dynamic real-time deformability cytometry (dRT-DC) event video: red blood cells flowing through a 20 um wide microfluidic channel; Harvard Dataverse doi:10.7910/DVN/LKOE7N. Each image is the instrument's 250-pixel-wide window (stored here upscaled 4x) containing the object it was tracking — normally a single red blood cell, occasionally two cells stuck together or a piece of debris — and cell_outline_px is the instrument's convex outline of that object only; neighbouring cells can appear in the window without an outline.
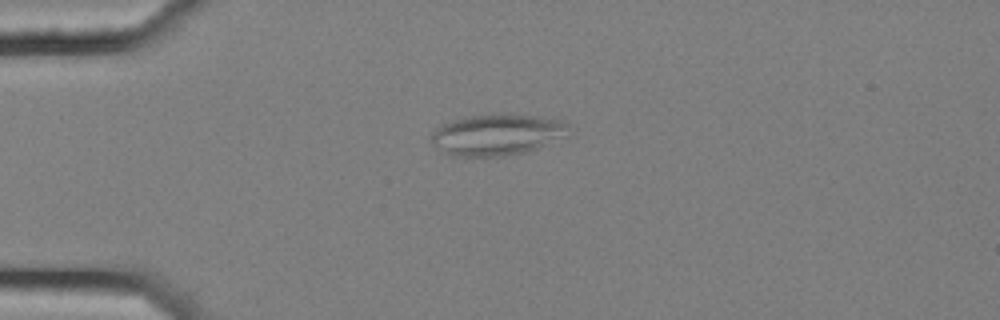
{"species": "common noctule bat (a hibernating species)", "species_latin": "Nyctalus noctula", "temperature_condition": "cold", "stored_images_in_passage": 25, "camera_frame_rate_fps": 3000, "um_per_image_px": 0.085, "animal": {"sex": "female", "body_mass_g": 25.1}, "frame": {"image": 1, "passage_image": 14, "time_ms": 4.333, "image_size_px": [1000, 320], "cell_outline_px": [[576, 128], [568, 136], [536, 148], [524, 152], [504, 156], [452, 156], [444, 152], [428, 136], [440, 124], [464, 116], [492, 112], [508, 112], [536, 116], [556, 120], [568, 124]], "centroid_in_image_um": [42.29, 11.4], "position_along_channel_um": 42.7, "area_um2": 33.81}}